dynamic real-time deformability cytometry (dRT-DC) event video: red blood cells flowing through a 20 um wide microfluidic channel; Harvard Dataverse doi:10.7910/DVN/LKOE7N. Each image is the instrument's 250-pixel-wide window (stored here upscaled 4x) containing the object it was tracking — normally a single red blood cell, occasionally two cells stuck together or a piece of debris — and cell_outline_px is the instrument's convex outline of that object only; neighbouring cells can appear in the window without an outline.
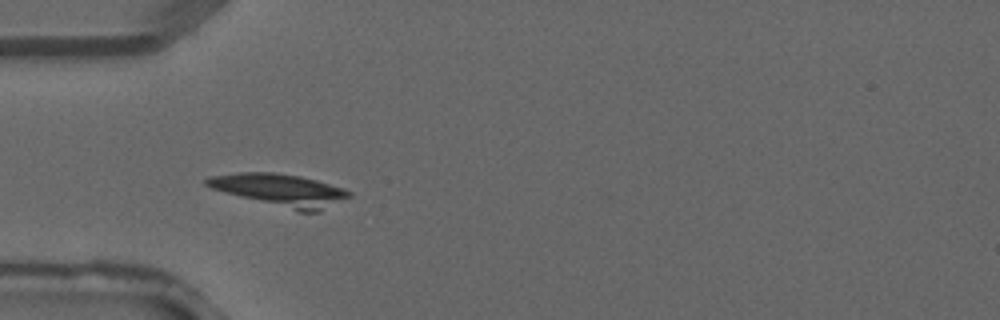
{"species": "common noctule bat (a hibernating species)", "species_latin": "Nyctalus noctula", "temperature_condition": "warm", "stored_images_in_passage": 2, "camera_frame_rate_fps": 3000, "um_per_image_px": 0.085, "animal": {"sex": "male", "forearm_length_mm": 52.5}, "frame": {"image": 1, "passage_image": 2, "time_ms": 0.333, "image_size_px": [1000, 320], "cell_outline_px": [[352, 196], [320, 212], [300, 212], [240, 196], [212, 188], [204, 184], [204, 180], [208, 176], [240, 172], [272, 172], [300, 176], [316, 180], [344, 188], [352, 192]], "centroid_in_image_um": [23.87, 16.15], "position_along_channel_um": 61.1, "area_um2": 26.7}}